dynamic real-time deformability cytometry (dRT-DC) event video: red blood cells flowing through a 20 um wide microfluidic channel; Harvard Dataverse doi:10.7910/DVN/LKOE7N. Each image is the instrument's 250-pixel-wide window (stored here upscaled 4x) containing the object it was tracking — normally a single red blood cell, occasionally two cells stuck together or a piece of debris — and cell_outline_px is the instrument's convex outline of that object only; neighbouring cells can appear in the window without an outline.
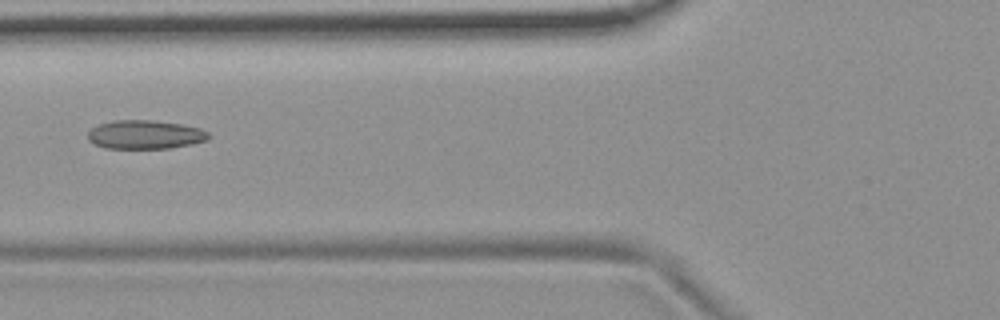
{"species": "common noctule bat (a hibernating species)", "species_latin": "Nyctalus noctula", "temperature_condition": "room temperature", "stored_images_in_passage": 7, "camera_frame_rate_fps": 3000, "um_per_image_px": 0.085, "animal": {"sex": "female", "body_mass_g": 19.9}, "frame": {"image": 1, "passage_image": 7, "time_ms": 2.0, "image_size_px": [1000, 320], "cell_outline_px": [[212, 136], [208, 140], [192, 144], [168, 148], [104, 148], [88, 140], [88, 132], [92, 128], [100, 124], [112, 120], [152, 120], [184, 124], [200, 128], [208, 132]], "centroid_in_image_um": [12.37, 11.43], "position_along_channel_um": 113.4, "area_um2": 20.35}}